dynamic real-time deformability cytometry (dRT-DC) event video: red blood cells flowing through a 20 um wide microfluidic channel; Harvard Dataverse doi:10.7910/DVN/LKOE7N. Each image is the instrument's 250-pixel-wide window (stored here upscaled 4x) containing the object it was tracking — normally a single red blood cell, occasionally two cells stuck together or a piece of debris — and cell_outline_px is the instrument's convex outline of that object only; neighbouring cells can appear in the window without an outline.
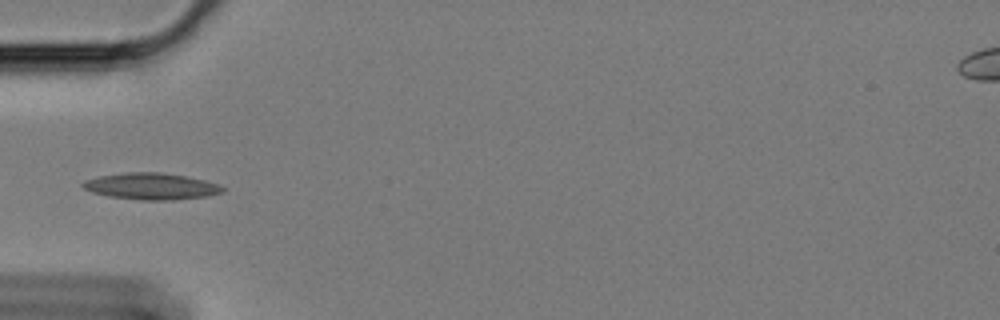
{"species": "Egyptian fruit bat (a non-hibernating species)", "species_latin": "Rousettus aegyptiacus", "temperature_condition": "cold", "stored_images_in_passage": 36, "camera_frame_rate_fps": 3000, "um_per_image_px": 0.085, "animal": {"sex": "female"}, "frame": {"image": 1, "passage_image": 1, "time_ms": 0.0, "image_size_px": [1000, 320], "cell_outline_px": [[224, 192], [208, 196], [172, 200], [140, 200], [108, 196], [92, 192], [84, 188], [80, 184], [84, 180], [100, 176], [124, 172], [160, 172], [184, 176], [204, 180], [216, 184], [224, 188]], "centroid_in_image_um": [12.83, 15.83], "position_along_channel_um": 72.2, "area_um2": 21.56}}
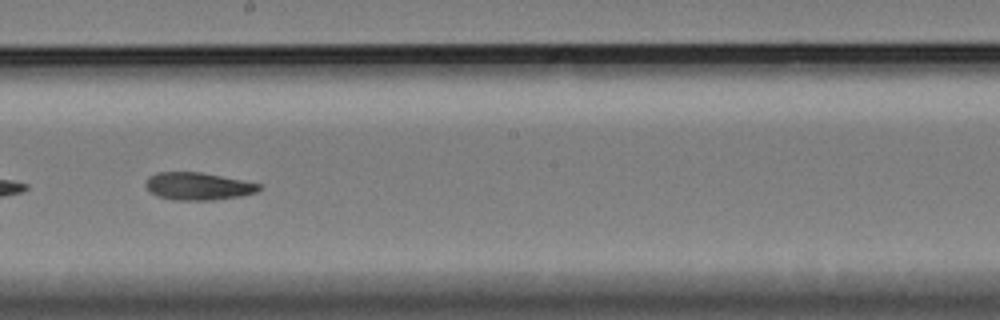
{"frame": {"image": 2, "passage_image": 15, "time_ms": 4.667, "image_size_px": [1000, 320], "cell_outline_px": [[264, 188], [256, 192], [240, 196], [216, 200], [172, 200], [156, 196], [144, 184], [148, 176], [156, 172], [200, 172], [260, 184]], "centroid_in_image_um": [16.81, 15.83], "position_along_channel_um": 231.4, "area_um2": 18.21}}
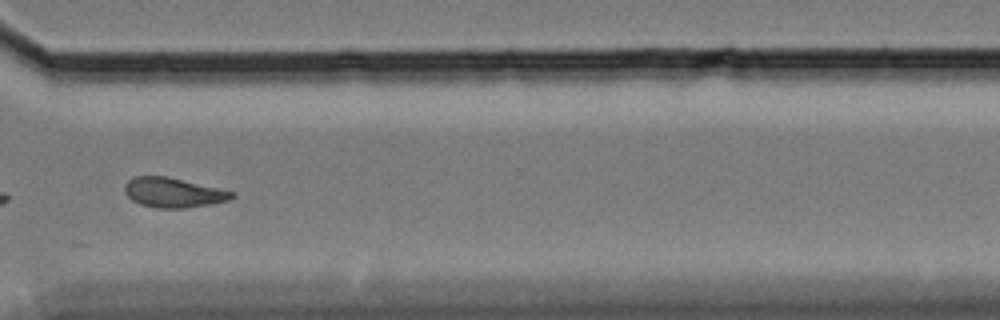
{"frame": {"image": 3, "passage_image": 26, "time_ms": 8.333, "image_size_px": [1000, 320], "cell_outline_px": [[236, 196], [228, 200], [208, 204], [184, 208], [156, 208], [140, 204], [132, 200], [124, 192], [124, 184], [132, 176], [168, 176], [236, 192]], "centroid_in_image_um": [14.71, 16.36], "position_along_channel_um": 355.9, "area_um2": 18.67}, "authors_computed_cell_mechanics": {"area_um2": 18.4671, "velocity_mm_per_s": 3.3985, "shape_relaxation_time_tau1_ms": null, "shape_relaxation_time_tau2_ms": 7.2793, "deformation_change_tau1": null, "deformation_change_tau2": 0.1499}}